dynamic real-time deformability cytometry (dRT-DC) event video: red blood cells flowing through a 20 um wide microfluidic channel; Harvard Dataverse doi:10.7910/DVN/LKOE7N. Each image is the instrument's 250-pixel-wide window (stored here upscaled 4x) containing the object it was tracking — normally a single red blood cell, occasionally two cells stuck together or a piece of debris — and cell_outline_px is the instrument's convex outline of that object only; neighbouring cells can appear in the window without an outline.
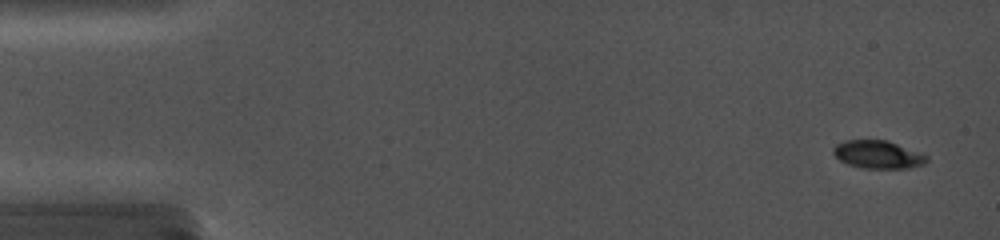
{"species": "common noctule bat (a hibernating species)", "species_latin": "Nyctalus noctula", "temperature_condition": "cold", "stored_images_in_passage": 34, "camera_frame_rate_fps": 5000, "um_per_image_px": 0.085, "animal": {"sex": "female", "body_mass_g": 19.0, "forearm_length_mm": 56.7}, "frame": {"image": 1, "passage_image": 2, "time_ms": 0.4, "image_size_px": [1000, 240], "cell_outline_px": [[928, 160], [924, 164], [908, 168], [864, 168], [848, 164], [840, 160], [832, 152], [832, 148], [836, 144], [844, 140], [888, 140], [928, 156]], "centroid_in_image_um": [74.61, 13.13], "position_along_channel_um": 10.4, "area_um2": 15.14}}
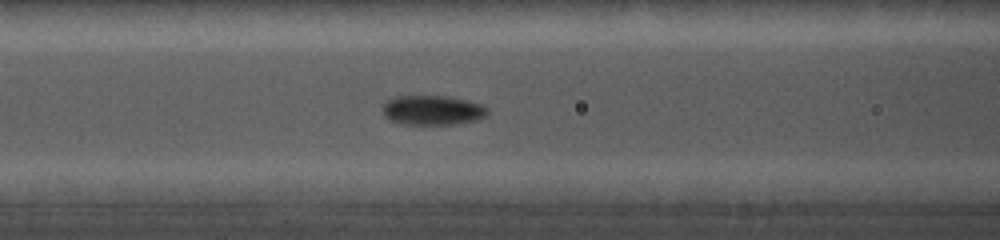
{"frame": {"image": 2, "passage_image": 15, "time_ms": 7.0, "image_size_px": [1000, 240], "cell_outline_px": [[488, 112], [484, 116], [476, 120], [452, 124], [400, 124], [388, 120], [384, 116], [384, 104], [388, 100], [396, 96], [448, 96], [480, 104], [488, 108]], "centroid_in_image_um": [36.73, 9.37], "position_along_channel_um": 129.9, "area_um2": 17.92}}
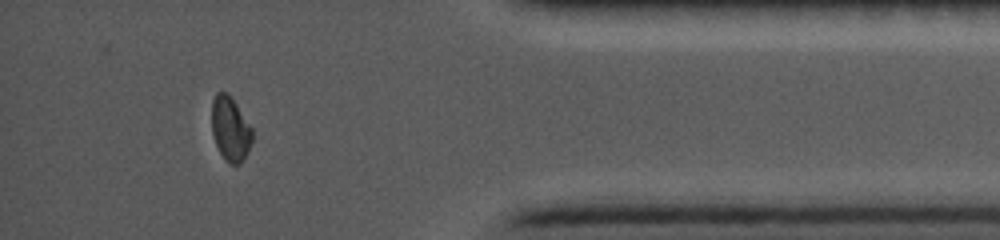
{"frame": {"image": 3, "passage_image": 31, "time_ms": 15.0, "image_size_px": [1000, 240], "cell_outline_px": [[252, 140], [240, 164], [232, 164], [224, 160], [216, 144], [212, 132], [212, 100], [216, 92], [224, 92], [236, 104], [252, 128]], "centroid_in_image_um": [19.56, 10.96], "position_along_channel_um": 415.6, "area_um2": 14.8}}